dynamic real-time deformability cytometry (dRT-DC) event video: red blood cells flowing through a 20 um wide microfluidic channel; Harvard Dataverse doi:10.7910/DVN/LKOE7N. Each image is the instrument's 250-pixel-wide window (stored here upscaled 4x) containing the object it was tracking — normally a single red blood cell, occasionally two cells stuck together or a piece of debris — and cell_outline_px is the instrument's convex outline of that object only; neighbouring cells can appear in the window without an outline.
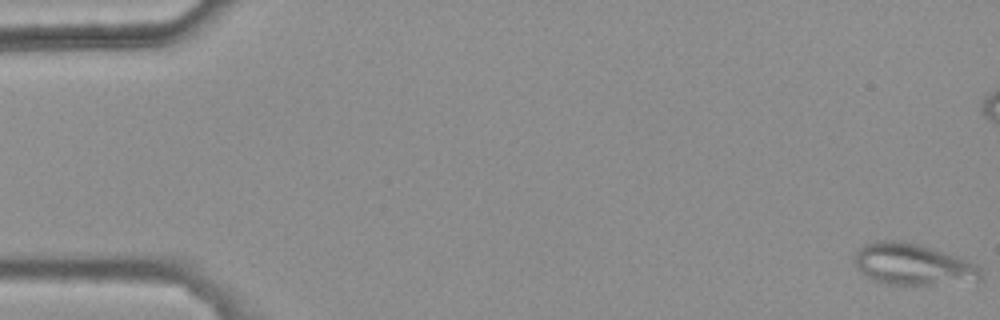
{"species": "common noctule bat (a hibernating species)", "species_latin": "Nyctalus noctula", "temperature_condition": "warm", "stored_images_in_passage": 8, "camera_frame_rate_fps": 3000, "um_per_image_px": 0.085, "animal": {"sex": "female", "body_mass_g": 25.1}, "frame": {"image": 1, "passage_image": 1, "time_ms": 0.0, "image_size_px": [1000, 320], "cell_outline_px": [[984, 280], [980, 284], [888, 284], [864, 276], [852, 260], [856, 252], [864, 244], [876, 240], [900, 240], [920, 244], [960, 256], [976, 264], [984, 272]], "centroid_in_image_um": [77.73, 22.48], "position_along_channel_um": 7.3, "area_um2": 31.62}}